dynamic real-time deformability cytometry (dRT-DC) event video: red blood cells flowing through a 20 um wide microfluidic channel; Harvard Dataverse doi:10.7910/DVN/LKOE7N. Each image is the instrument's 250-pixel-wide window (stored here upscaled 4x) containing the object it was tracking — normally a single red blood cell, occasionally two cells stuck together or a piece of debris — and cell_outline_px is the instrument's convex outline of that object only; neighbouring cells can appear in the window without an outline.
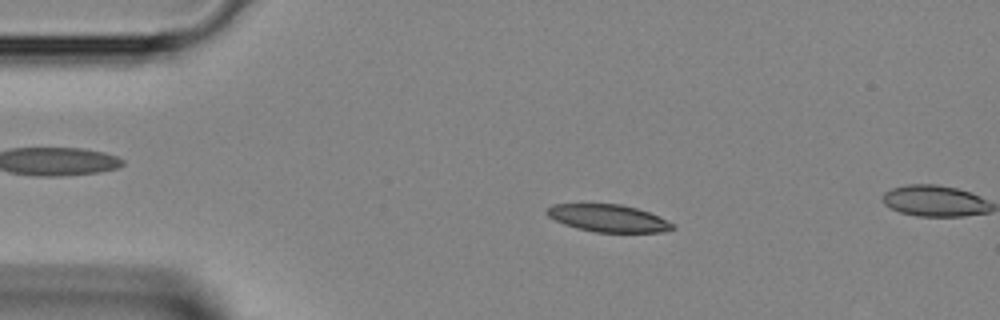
{"species": "Egyptian fruit bat (a non-hibernating species)", "species_latin": "Rousettus aegyptiacus", "temperature_condition": "room temperature", "stored_images_in_passage": 11, "camera_frame_rate_fps": 3000, "um_per_image_px": 0.085, "animal": {"sex": "female"}, "frame": {"image": 1, "passage_image": 8, "time_ms": 2.333, "image_size_px": [1000, 320], "cell_outline_px": [[676, 228], [664, 232], [596, 232], [576, 228], [564, 224], [548, 216], [544, 212], [552, 204], [620, 204], [636, 208], [648, 212], [672, 224]], "centroid_in_image_um": [51.65, 18.55], "position_along_channel_um": 33.3, "area_um2": 19.77}}